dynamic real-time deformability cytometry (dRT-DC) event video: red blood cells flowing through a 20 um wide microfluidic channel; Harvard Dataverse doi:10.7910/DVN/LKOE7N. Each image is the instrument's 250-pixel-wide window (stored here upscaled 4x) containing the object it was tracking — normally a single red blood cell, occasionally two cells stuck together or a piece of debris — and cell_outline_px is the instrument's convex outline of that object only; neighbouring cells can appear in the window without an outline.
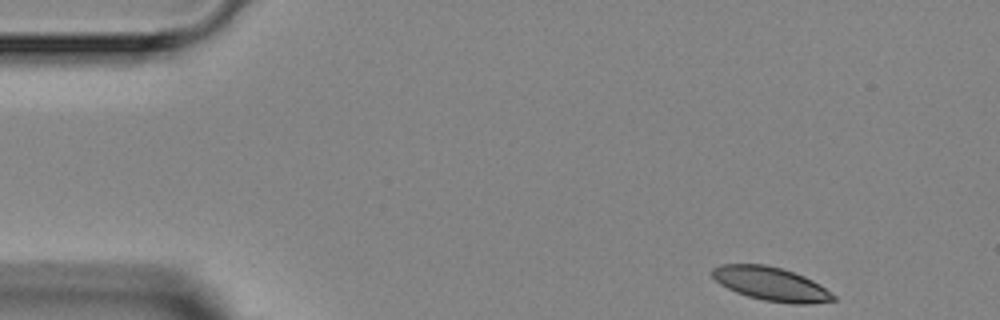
{"species": "Egyptian fruit bat (a non-hibernating species)", "species_latin": "Rousettus aegyptiacus", "temperature_condition": "room temperature", "stored_images_in_passage": 5, "camera_frame_rate_fps": 3000, "um_per_image_px": 0.085, "animal": {"sex": "female"}, "frame": {"image": 1, "passage_image": 1, "time_ms": 0.0, "image_size_px": [1000, 320], "cell_outline_px": [[836, 300], [808, 304], [792, 304], [764, 300], [748, 296], [736, 292], [720, 284], [712, 276], [712, 268], [720, 264], [764, 264], [780, 268], [804, 276], [820, 284], [836, 296]], "centroid_in_image_um": [65.54, 24.13], "position_along_channel_um": 19.5, "area_um2": 23.64}}
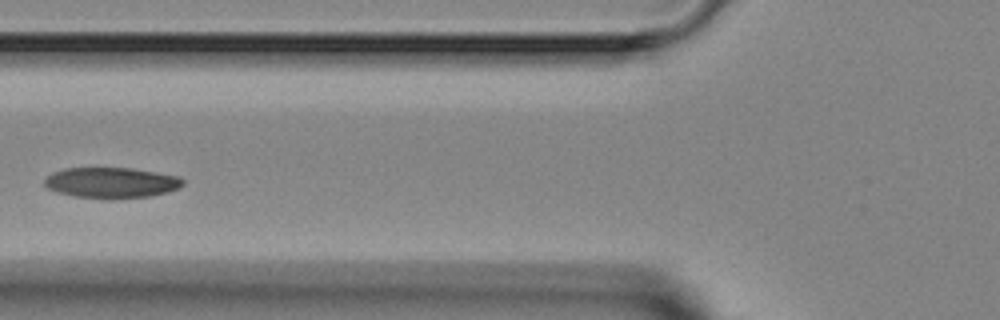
{"frame": {"image": 2, "passage_image": 5, "time_ms": 4.667, "image_size_px": [1000, 320], "cell_outline_px": [[184, 184], [180, 188], [168, 192], [152, 196], [108, 200], [72, 196], [56, 192], [48, 188], [44, 184], [44, 180], [52, 172], [64, 168], [132, 168], [180, 176], [184, 180]], "centroid_in_image_um": [9.48, 15.54], "position_along_channel_um": 116.3, "area_um2": 25.26}}